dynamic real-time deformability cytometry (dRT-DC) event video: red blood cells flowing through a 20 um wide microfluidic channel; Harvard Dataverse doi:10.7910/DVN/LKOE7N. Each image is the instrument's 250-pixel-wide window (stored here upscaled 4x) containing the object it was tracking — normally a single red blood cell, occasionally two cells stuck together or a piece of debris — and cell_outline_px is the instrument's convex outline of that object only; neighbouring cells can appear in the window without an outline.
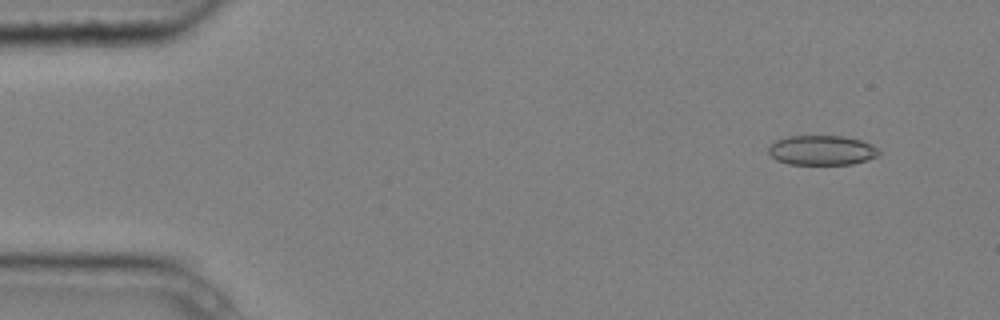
{"species": "common noctule bat (a hibernating species)", "species_latin": "Nyctalus noctula", "temperature_condition": "cold", "stored_images_in_passage": 4, "camera_frame_rate_fps": 3000, "um_per_image_px": 0.085, "animal": {"sex": "male", "body_mass_g": 20.4}, "frame": {"image": 1, "passage_image": 1, "time_ms": 0.0, "image_size_px": [1000, 320], "cell_outline_px": [[880, 152], [876, 156], [868, 160], [852, 164], [788, 164], [776, 160], [768, 152], [768, 148], [776, 140], [788, 136], [844, 136], [860, 140], [872, 144], [880, 148]], "centroid_in_image_um": [69.88, 12.77], "position_along_channel_um": 15.1, "area_um2": 19.19}}
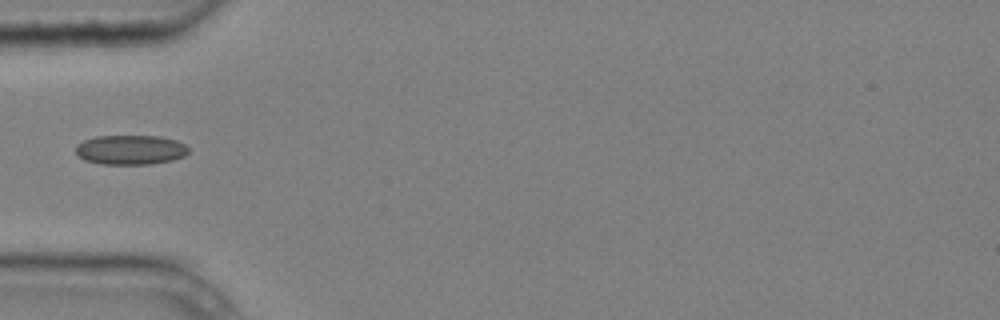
{"frame": {"image": 2, "passage_image": 4, "time_ms": 1.0, "image_size_px": [1000, 320], "cell_outline_px": [[188, 152], [184, 156], [172, 160], [152, 164], [100, 164], [84, 160], [76, 152], [76, 144], [84, 140], [96, 136], [160, 136], [176, 140], [184, 144], [188, 148]], "centroid_in_image_um": [11.09, 12.73], "position_along_channel_um": 73.9, "area_um2": 19.48}}